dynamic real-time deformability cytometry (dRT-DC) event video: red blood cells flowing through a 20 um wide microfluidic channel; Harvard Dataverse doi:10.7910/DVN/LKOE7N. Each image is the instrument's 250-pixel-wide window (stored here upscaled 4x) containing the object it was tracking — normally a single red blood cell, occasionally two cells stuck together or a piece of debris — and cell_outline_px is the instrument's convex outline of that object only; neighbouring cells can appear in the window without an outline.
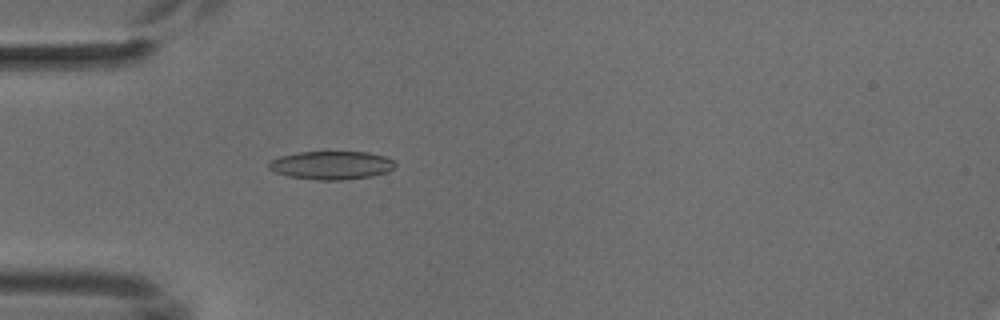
{"species": "common noctule bat (a hibernating species)", "species_latin": "Nyctalus noctula", "temperature_condition": "cold", "stored_images_in_passage": 4, "camera_frame_rate_fps": 3000, "um_per_image_px": 0.085, "animal": {"sex": "male", "body_mass_g": 18.8}, "frame": {"image": 1, "passage_image": 4, "time_ms": 4.333, "image_size_px": [1000, 320], "cell_outline_px": [[396, 164], [388, 172], [368, 176], [340, 180], [316, 180], [288, 176], [276, 172], [268, 168], [268, 160], [280, 156], [296, 152], [368, 152], [384, 156], [392, 160]], "centroid_in_image_um": [28.12, 14.04], "position_along_channel_um": 56.9, "area_um2": 20.81}}